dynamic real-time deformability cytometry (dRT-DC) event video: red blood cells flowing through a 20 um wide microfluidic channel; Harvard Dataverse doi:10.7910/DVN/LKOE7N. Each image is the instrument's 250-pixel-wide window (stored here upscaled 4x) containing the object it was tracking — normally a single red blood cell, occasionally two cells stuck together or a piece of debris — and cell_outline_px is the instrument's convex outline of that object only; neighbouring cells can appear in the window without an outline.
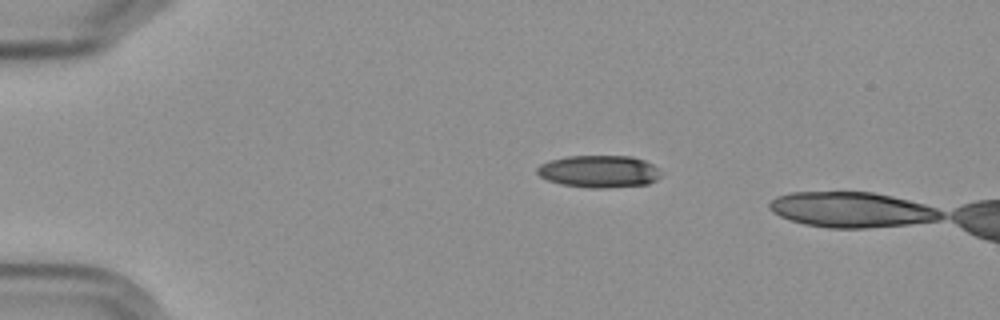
{"species": "Egyptian fruit bat (a non-hibernating species)", "species_latin": "Rousettus aegyptiacus", "temperature_condition": "cold", "stored_images_in_passage": 2, "camera_frame_rate_fps": 3000, "um_per_image_px": 0.085, "frame": {"image": 1, "passage_image": 2, "time_ms": 1.333, "image_size_px": [1000, 320], "cell_outline_px": [[660, 176], [656, 180], [648, 184], [608, 188], [588, 188], [560, 184], [548, 180], [540, 176], [536, 172], [536, 168], [540, 164], [548, 160], [568, 156], [632, 156], [644, 160], [652, 164], [656, 168]], "centroid_in_image_um": [50.88, 14.57], "position_along_channel_um": 34.1, "area_um2": 23.35}}